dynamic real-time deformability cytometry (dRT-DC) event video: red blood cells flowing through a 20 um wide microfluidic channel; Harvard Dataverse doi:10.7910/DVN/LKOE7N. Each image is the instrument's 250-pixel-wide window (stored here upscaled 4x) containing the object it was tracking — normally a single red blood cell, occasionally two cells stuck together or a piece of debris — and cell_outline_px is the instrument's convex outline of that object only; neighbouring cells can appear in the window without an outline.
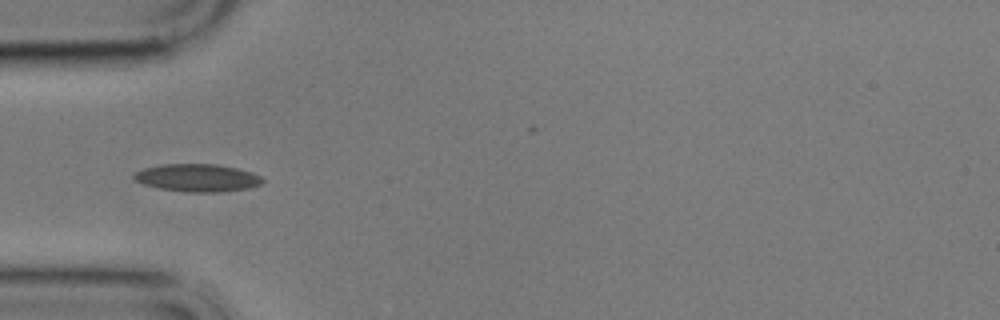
{"species": "common noctule bat (a hibernating species)", "species_latin": "Nyctalus noctula", "temperature_condition": "cold", "stored_images_in_passage": 8, "camera_frame_rate_fps": 3000, "um_per_image_px": 0.085, "animal": {"sex": "male", "body_mass_g": 17.9}, "frame": {"image": 1, "passage_image": 5, "time_ms": 4.667, "image_size_px": [1000, 320], "cell_outline_px": [[264, 180], [260, 184], [248, 188], [220, 192], [188, 192], [160, 188], [144, 184], [136, 180], [132, 176], [136, 172], [144, 168], [164, 164], [216, 164], [236, 168], [252, 172], [260, 176]], "centroid_in_image_um": [16.79, 15.11], "position_along_channel_um": 68.2, "area_um2": 20.52}}
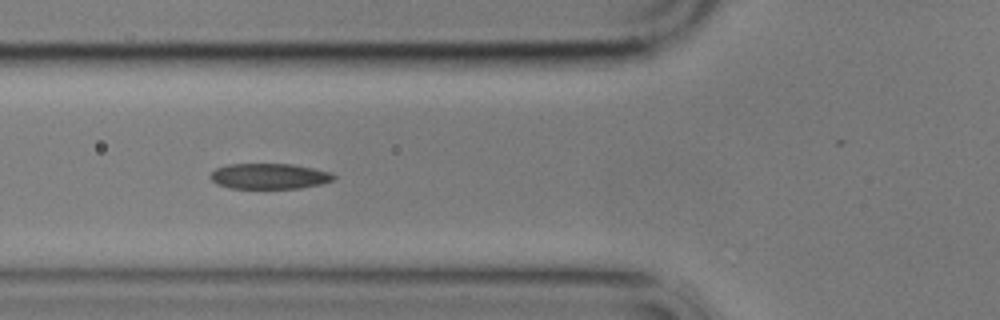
{"frame": {"image": 2, "passage_image": 6, "time_ms": 5.667, "image_size_px": [1000, 320], "cell_outline_px": [[336, 176], [332, 180], [320, 184], [300, 188], [228, 188], [216, 184], [208, 176], [216, 168], [228, 164], [292, 164], [332, 172]], "centroid_in_image_um": [22.86, 14.97], "position_along_channel_um": 102.9, "area_um2": 18.38}}
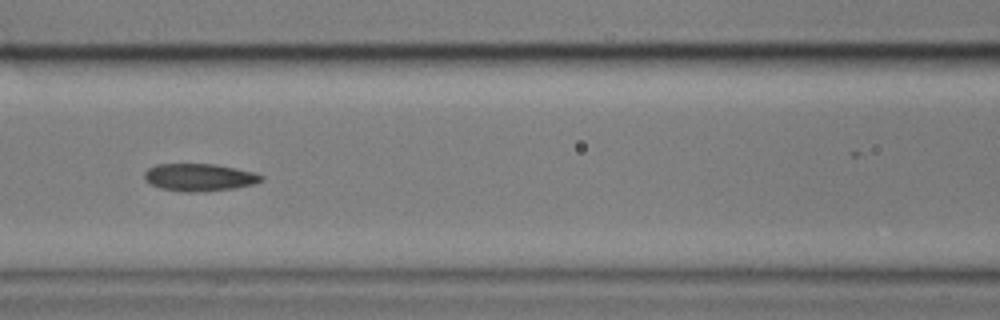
{"frame": {"image": 3, "passage_image": 7, "time_ms": 7.0, "image_size_px": [1000, 320], "cell_outline_px": [[264, 180], [252, 184], [236, 188], [200, 192], [180, 192], [160, 188], [144, 180], [144, 172], [148, 168], [156, 164], [216, 164], [256, 172], [264, 176]], "centroid_in_image_um": [16.95, 15.07], "position_along_channel_um": 149.6, "area_um2": 18.96}}